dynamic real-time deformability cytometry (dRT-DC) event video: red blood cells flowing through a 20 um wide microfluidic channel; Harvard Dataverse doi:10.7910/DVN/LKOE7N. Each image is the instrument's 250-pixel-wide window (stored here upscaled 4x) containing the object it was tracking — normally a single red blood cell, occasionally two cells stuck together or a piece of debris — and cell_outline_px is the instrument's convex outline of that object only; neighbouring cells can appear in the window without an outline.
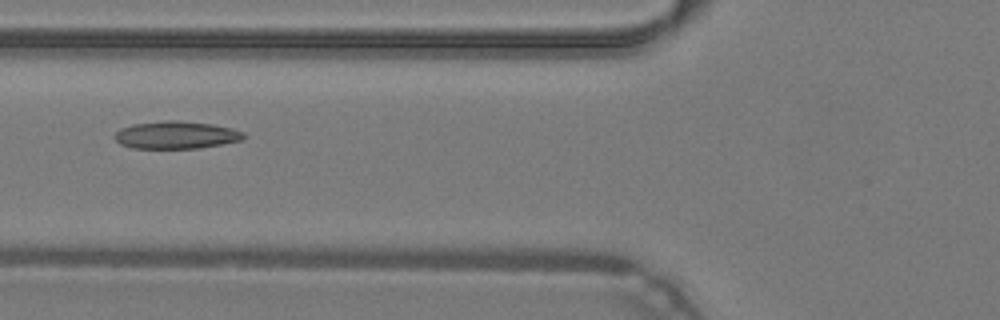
{"species": "common noctule bat (a hibernating species)", "species_latin": "Nyctalus noctula", "temperature_condition": "warm", "stored_images_in_passage": 22, "camera_frame_rate_fps": 3000, "um_per_image_px": 0.085, "animal": {"sex": "male", "body_mass_g": 19.2, "forearm_length_mm": 51.8}, "frame": {"image": 1, "passage_image": 4, "time_ms": 1.0, "image_size_px": [1000, 320], "cell_outline_px": [[244, 136], [240, 140], [200, 148], [132, 148], [120, 144], [116, 140], [116, 132], [120, 128], [132, 124], [164, 120], [180, 120], [212, 124], [232, 128], [244, 132]], "centroid_in_image_um": [14.95, 11.46], "position_along_channel_um": 110.9, "area_um2": 20.63}}
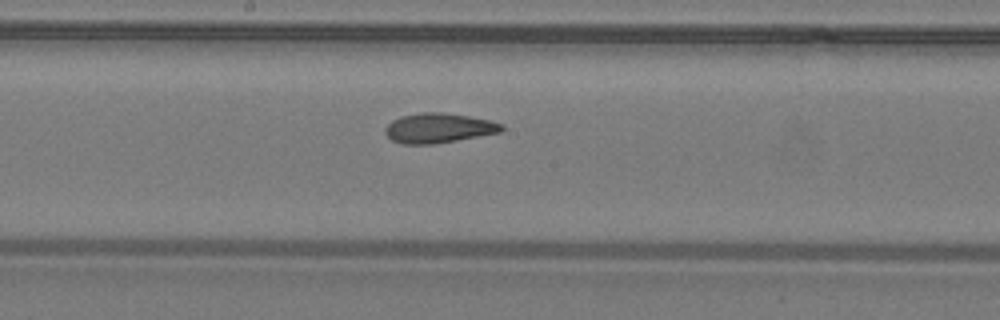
{"frame": {"image": 2, "passage_image": 11, "time_ms": 3.333, "image_size_px": [1000, 320], "cell_outline_px": [[504, 128], [500, 132], [456, 140], [432, 144], [400, 144], [392, 140], [384, 132], [384, 128], [392, 120], [400, 116], [420, 112], [444, 112], [472, 116], [504, 124]], "centroid_in_image_um": [37.25, 10.87], "position_along_channel_um": 210.9, "area_um2": 20.29}}
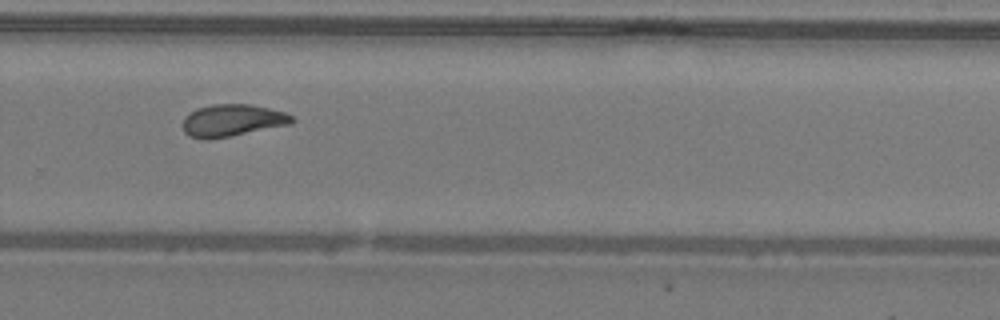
{"frame": {"image": 3, "passage_image": 18, "time_ms": 5.667, "image_size_px": [1000, 320], "cell_outline_px": [[296, 120], [288, 124], [208, 140], [204, 140], [188, 136], [184, 132], [184, 116], [188, 112], [196, 108], [212, 104], [252, 104], [284, 112], [292, 116]], "centroid_in_image_um": [19.68, 10.22], "position_along_channel_um": 310.1, "area_um2": 20.29}, "authors_computed_cell_mechanics": {"area_um2": 19.9121, "velocity_mm_per_s": 4.2618, "shape_relaxation_time_tau1_ms": null, "shape_relaxation_time_tau2_ms": 1.7402, "deformation_change_tau1": null, "deformation_change_tau2": 0.0717}}